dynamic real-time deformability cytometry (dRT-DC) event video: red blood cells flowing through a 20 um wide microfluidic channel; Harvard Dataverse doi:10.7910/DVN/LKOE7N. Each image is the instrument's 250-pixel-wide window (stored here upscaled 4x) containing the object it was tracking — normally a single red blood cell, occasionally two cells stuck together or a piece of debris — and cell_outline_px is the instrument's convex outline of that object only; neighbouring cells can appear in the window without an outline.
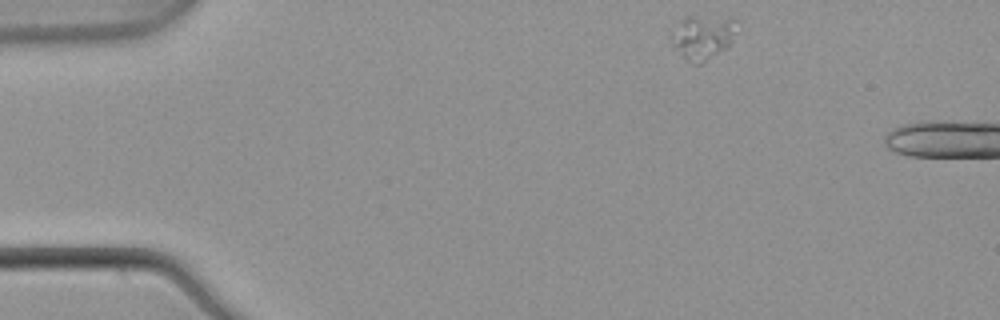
{"species": "common noctule bat (a hibernating species)", "species_latin": "Nyctalus noctula", "temperature_condition": "warm", "stored_images_in_passage": 5, "camera_frame_rate_fps": 3000, "um_per_image_px": 0.085, "animal": {"sex": "male", "body_mass_g": 21.5, "forearm_length_mm": 52.0}, "frame": {"image": 1, "passage_image": 1, "time_ms": 0.0, "image_size_px": [1000, 320], "cell_outline_px": [[736, 32], [732, 40], [724, 48], [700, 64], [696, 64], [688, 60], [672, 44], [668, 36], [668, 32], [684, 16], [696, 16], [736, 20]], "centroid_in_image_um": [59.65, 3.12], "position_along_channel_um": 25.4, "area_um2": 16.53}}